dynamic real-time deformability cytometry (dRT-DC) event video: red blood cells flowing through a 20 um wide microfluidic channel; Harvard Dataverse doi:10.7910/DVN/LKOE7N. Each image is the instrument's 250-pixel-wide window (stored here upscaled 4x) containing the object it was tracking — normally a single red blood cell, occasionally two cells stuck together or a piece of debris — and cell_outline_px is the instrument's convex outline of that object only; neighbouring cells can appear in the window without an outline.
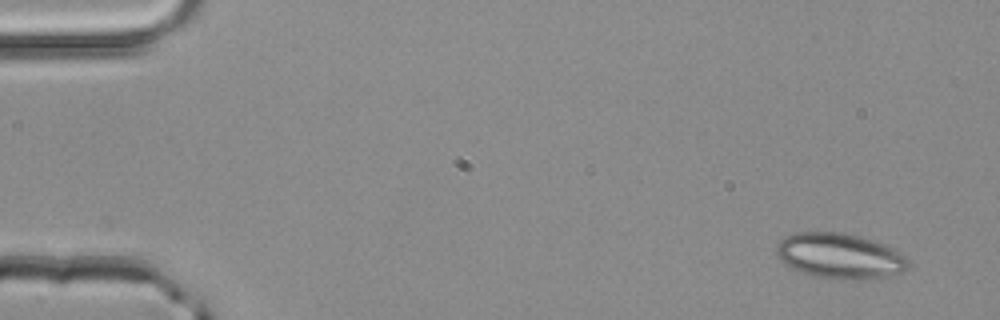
{"species": "common noctule bat (a hibernating species)", "species_latin": "Nyctalus noctula", "temperature_condition": "room temperature", "stored_images_in_passage": 2, "camera_frame_rate_fps": 3000, "um_per_image_px": 0.085, "animal": {"sex": "male", "body_mass_g": 20.4}, "frame": {"image": 1, "passage_image": 2, "time_ms": 0.333, "image_size_px": [1000, 320], "cell_outline_px": [[908, 268], [904, 272], [880, 280], [844, 280], [812, 276], [780, 260], [776, 252], [776, 248], [780, 240], [784, 236], [792, 232], [844, 232], [860, 236], [872, 240], [892, 248], [904, 256], [908, 260]], "centroid_in_image_um": [71.43, 21.77], "position_along_channel_um": 13.6, "area_um2": 35.26}}